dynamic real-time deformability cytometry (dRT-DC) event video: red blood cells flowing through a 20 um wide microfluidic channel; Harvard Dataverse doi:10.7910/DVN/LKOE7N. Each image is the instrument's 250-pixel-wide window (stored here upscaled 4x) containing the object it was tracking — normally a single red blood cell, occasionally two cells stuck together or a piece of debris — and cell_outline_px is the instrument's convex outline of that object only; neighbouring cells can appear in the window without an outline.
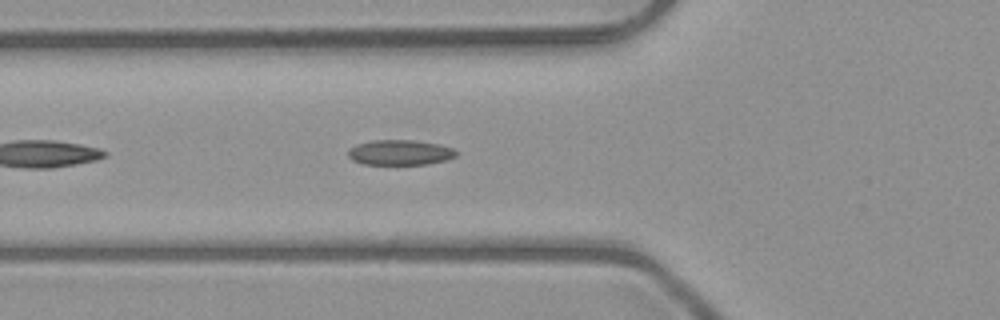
{"species": "common noctule bat (a hibernating species)", "species_latin": "Nyctalus noctula", "temperature_condition": "room temperature", "stored_images_in_passage": 15, "camera_frame_rate_fps": 3000, "um_per_image_px": 0.085, "animal": {"sex": "male", "body_mass_g": 23.1, "forearm_length_mm": 52.7}, "frame": {"image": 1, "passage_image": 5, "time_ms": 1.333, "image_size_px": [1000, 320], "cell_outline_px": [[456, 156], [444, 160], [428, 164], [364, 164], [352, 160], [348, 156], [348, 148], [356, 144], [372, 140], [416, 140], [440, 144], [452, 148], [456, 152]], "centroid_in_image_um": [33.96, 12.95], "position_along_channel_um": 91.8, "area_um2": 15.9}}
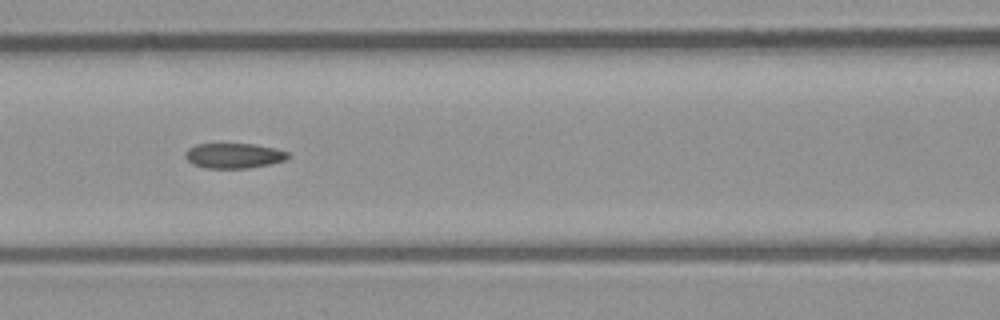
{"frame": {"image": 2, "passage_image": 9, "time_ms": 2.667, "image_size_px": [1000, 320], "cell_outline_px": [[292, 156], [288, 160], [248, 168], [204, 168], [192, 164], [184, 156], [184, 152], [188, 148], [196, 144], [256, 144], [276, 148], [288, 152]], "centroid_in_image_um": [19.9, 13.23], "position_along_channel_um": 146.7, "area_um2": 15.26}}